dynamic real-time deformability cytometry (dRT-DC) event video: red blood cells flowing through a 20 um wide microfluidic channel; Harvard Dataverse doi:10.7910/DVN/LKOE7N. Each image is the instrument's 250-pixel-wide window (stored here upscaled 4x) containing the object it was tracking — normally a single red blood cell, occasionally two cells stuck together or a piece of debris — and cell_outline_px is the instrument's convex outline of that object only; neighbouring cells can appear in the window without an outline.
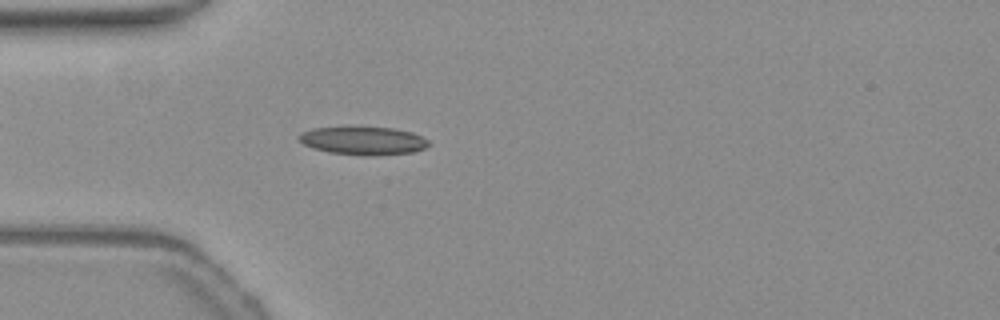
{"species": "common noctule bat (a hibernating species)", "species_latin": "Nyctalus noctula", "temperature_condition": "warm", "stored_images_in_passage": 44, "camera_frame_rate_fps": 3000, "um_per_image_px": 0.085, "animal": {"sex": "female", "body_mass_g": 19.3, "forearm_length_mm": 54.1}, "frame": {"image": 1, "passage_image": 6, "time_ms": 1.667, "image_size_px": [1000, 320], "cell_outline_px": [[428, 144], [424, 148], [412, 152], [376, 156], [360, 156], [328, 152], [312, 148], [304, 144], [300, 140], [300, 132], [312, 128], [392, 128], [412, 132], [428, 140]], "centroid_in_image_um": [30.86, 11.98], "position_along_channel_um": 54.1, "area_um2": 21.04}}
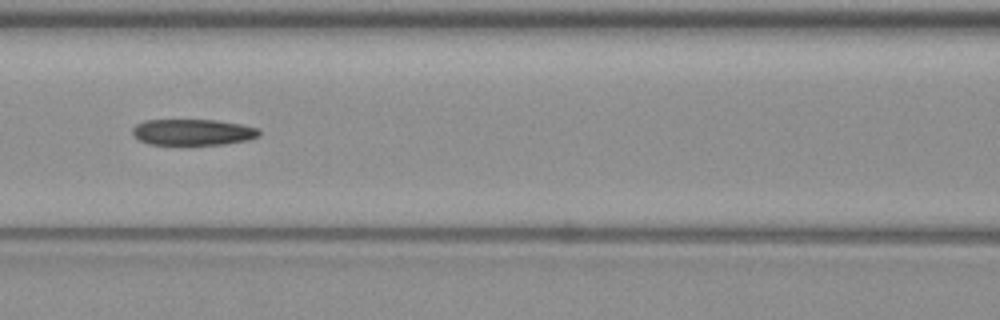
{"frame": {"image": 2, "passage_image": 14, "time_ms": 4.333, "image_size_px": [1000, 320], "cell_outline_px": [[260, 136], [248, 140], [224, 144], [188, 148], [148, 144], [140, 140], [132, 132], [132, 128], [136, 124], [144, 120], [216, 120], [240, 124], [256, 128], [260, 132]], "centroid_in_image_um": [16.36, 11.29], "position_along_channel_um": 150.2, "area_um2": 20.23}}
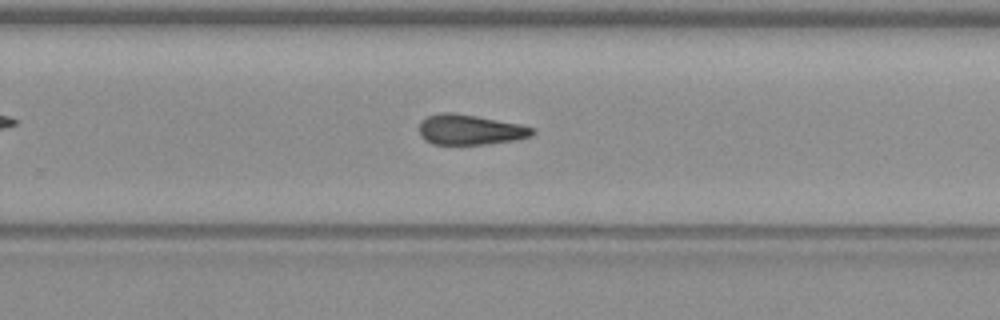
{"frame": {"image": 3, "passage_image": 25, "time_ms": 8.0, "image_size_px": [1000, 320], "cell_outline_px": [[536, 132], [532, 136], [516, 140], [488, 144], [432, 144], [424, 140], [420, 136], [420, 124], [428, 116], [444, 112], [448, 112], [476, 116], [520, 124], [536, 128]], "centroid_in_image_um": [40.01, 11.04], "position_along_channel_um": 289.8, "area_um2": 19.88}}